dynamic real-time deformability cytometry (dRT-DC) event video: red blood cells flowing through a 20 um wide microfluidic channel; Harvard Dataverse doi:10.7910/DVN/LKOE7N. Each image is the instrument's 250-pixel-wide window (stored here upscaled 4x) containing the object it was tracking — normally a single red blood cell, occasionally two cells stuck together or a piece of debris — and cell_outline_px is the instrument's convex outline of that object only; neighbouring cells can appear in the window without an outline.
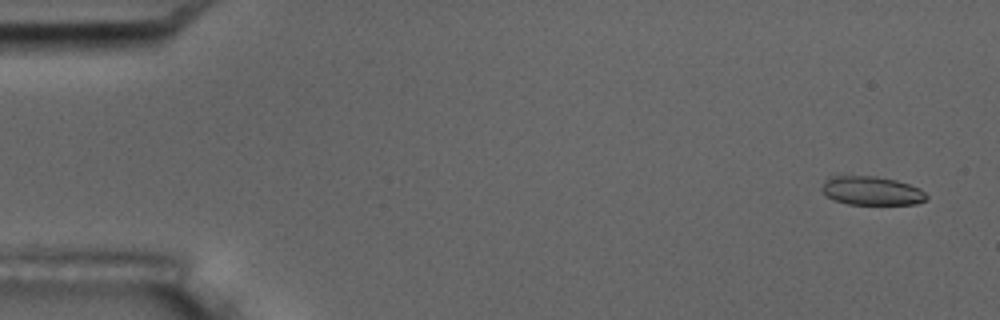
{"species": "common noctule bat (a hibernating species)", "species_latin": "Nyctalus noctula", "temperature_condition": "room temperature", "stored_images_in_passage": 6, "camera_frame_rate_fps": 3000, "um_per_image_px": 0.085, "animal": {"sex": "male", "body_mass_g": 17.5, "forearm_length_mm": 52.3}, "frame": {"image": 1, "passage_image": 1, "time_ms": 0.0, "image_size_px": [1000, 320], "cell_outline_px": [[928, 196], [924, 200], [916, 204], [848, 204], [832, 200], [820, 188], [824, 180], [828, 176], [836, 172], [840, 172], [876, 176], [896, 180], [920, 188]], "centroid_in_image_um": [73.97, 16.15], "position_along_channel_um": 11.0, "area_um2": 18.32}}